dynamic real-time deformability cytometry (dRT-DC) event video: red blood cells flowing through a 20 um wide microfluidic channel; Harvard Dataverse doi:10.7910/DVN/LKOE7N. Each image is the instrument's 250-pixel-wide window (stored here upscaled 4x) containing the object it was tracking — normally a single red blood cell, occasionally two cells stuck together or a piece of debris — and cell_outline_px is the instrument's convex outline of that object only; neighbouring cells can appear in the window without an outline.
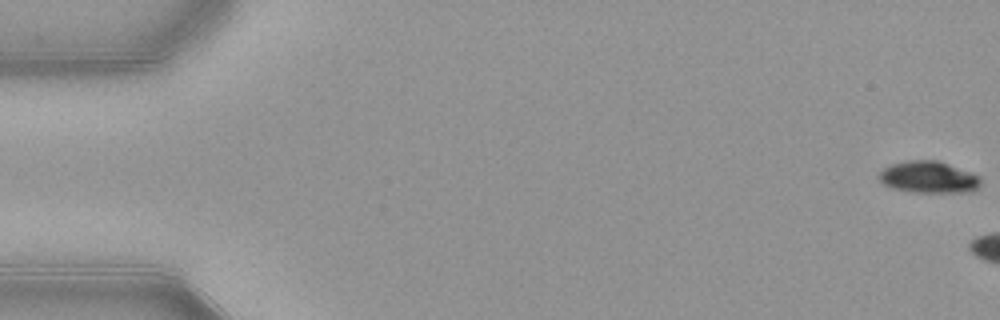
{"species": "common noctule bat (a hibernating species)", "species_latin": "Nyctalus noctula", "temperature_condition": "warm", "stored_images_in_passage": 6, "camera_frame_rate_fps": 3000, "um_per_image_px": 0.085, "animal": {"sex": "female", "body_mass_g": 21.9}, "frame": {"image": 1, "passage_image": 1, "time_ms": 0.0, "image_size_px": [1000, 320], "cell_outline_px": [[980, 184], [972, 192], [916, 192], [892, 188], [884, 184], [876, 176], [884, 168], [892, 164], [908, 160], [936, 160], [948, 164], [980, 176]], "centroid_in_image_um": [78.91, 15.06], "position_along_channel_um": 6.1, "area_um2": 18.67}}